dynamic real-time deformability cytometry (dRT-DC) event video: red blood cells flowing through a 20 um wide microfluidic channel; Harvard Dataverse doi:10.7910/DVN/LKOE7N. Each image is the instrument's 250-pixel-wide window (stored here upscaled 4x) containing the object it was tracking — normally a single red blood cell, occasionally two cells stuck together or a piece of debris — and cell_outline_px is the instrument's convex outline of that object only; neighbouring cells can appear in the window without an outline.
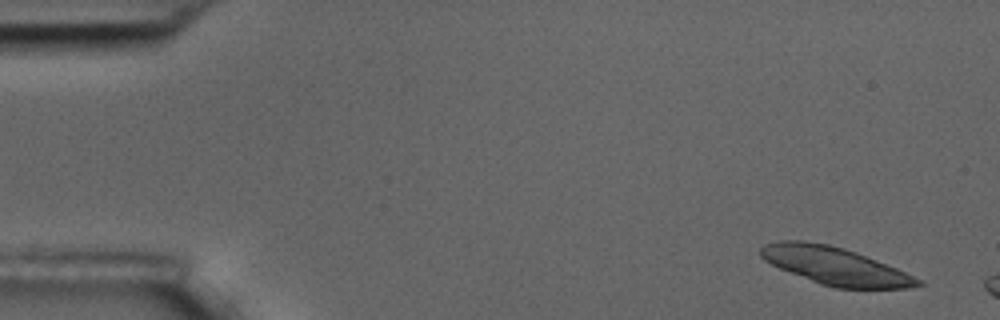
{"species": "common noctule bat (a hibernating species)", "species_latin": "Nyctalus noctula", "temperature_condition": "room temperature", "stored_images_in_passage": 3, "camera_frame_rate_fps": 3000, "um_per_image_px": 0.085, "animal": {"sex": "male", "body_mass_g": 17.5, "forearm_length_mm": 52.3}, "frame": {"image": 1, "passage_image": 1, "time_ms": 0.0, "image_size_px": [1000, 320], "cell_outline_px": [[924, 284], [908, 288], [836, 288], [820, 284], [780, 268], [764, 260], [760, 256], [760, 248], [764, 244], [780, 240], [804, 240], [828, 244], [844, 248], [856, 252], [896, 268], [924, 280]], "centroid_in_image_um": [70.98, 22.59], "position_along_channel_um": 14.0, "area_um2": 34.33}}